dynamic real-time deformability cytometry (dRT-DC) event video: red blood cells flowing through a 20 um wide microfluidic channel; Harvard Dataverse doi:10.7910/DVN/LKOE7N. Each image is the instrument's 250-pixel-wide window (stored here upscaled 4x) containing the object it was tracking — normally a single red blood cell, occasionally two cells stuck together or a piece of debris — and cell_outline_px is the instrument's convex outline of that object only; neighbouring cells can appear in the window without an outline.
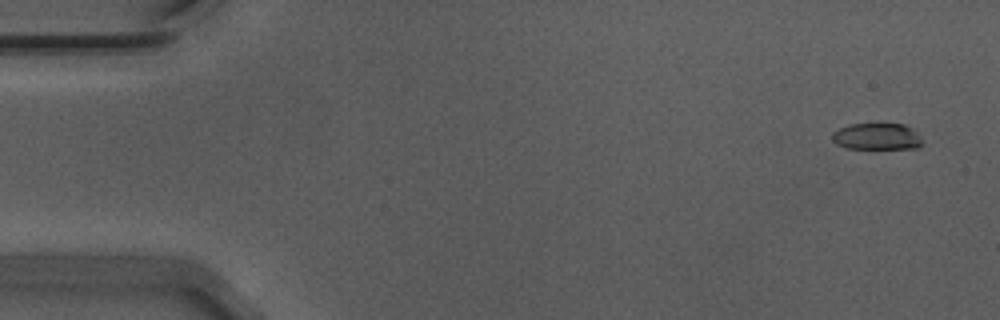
{"species": "Egyptian fruit bat (a non-hibernating species)", "species_latin": "Rousettus aegyptiacus", "temperature_condition": "warm", "stored_images_in_passage": 56, "camera_frame_rate_fps": 3000, "um_per_image_px": 0.085, "animal": {"sex": "male"}, "frame": {"image": 1, "passage_image": 3, "time_ms": 0.667, "image_size_px": [1000, 320], "cell_outline_px": [[924, 144], [920, 148], [848, 148], [836, 144], [832, 140], [832, 132], [848, 124], [904, 124], [912, 128], [920, 136]], "centroid_in_image_um": [74.56, 11.6], "position_along_channel_um": 10.4, "area_um2": 14.05}}
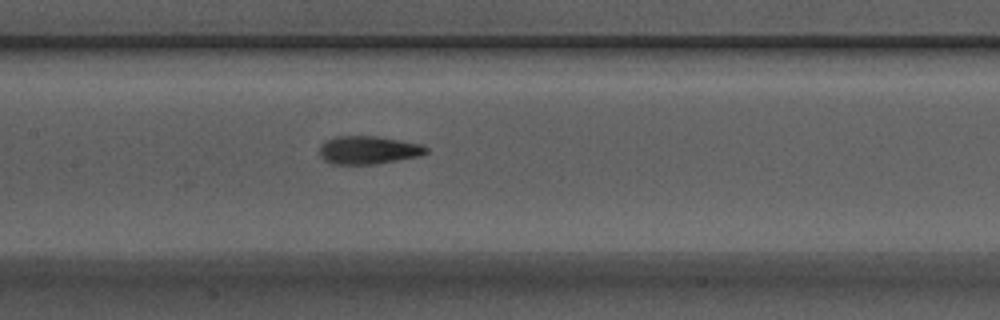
{"frame": {"image": 2, "passage_image": 27, "time_ms": 8.667, "image_size_px": [1000, 320], "cell_outline_px": [[428, 152], [420, 156], [376, 164], [332, 164], [324, 160], [320, 156], [320, 144], [336, 136], [376, 136], [400, 140], [420, 144], [428, 148]], "centroid_in_image_um": [31.31, 12.76], "position_along_channel_um": 176.1, "area_um2": 17.46}}
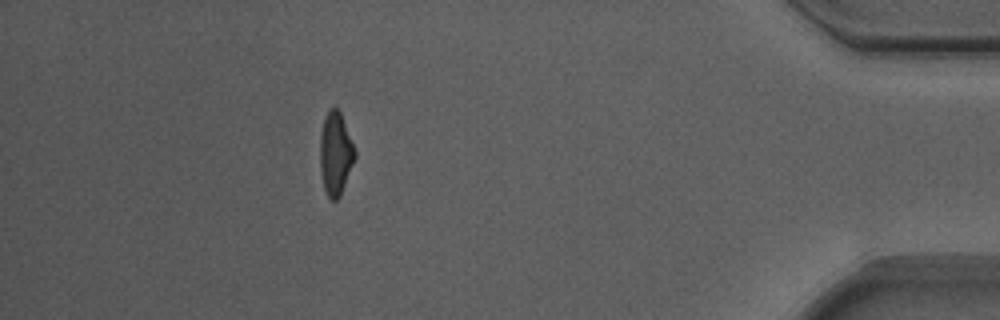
{"frame": {"image": 3, "passage_image": 50, "time_ms": 16.333, "image_size_px": [1000, 320], "cell_outline_px": [[356, 156], [340, 196], [336, 200], [332, 200], [328, 196], [324, 188], [320, 172], [320, 136], [324, 120], [328, 112], [332, 108], [336, 108], [340, 112], [356, 152]], "centroid_in_image_um": [28.51, 13.09], "position_along_channel_um": 406.7, "area_um2": 16.53}, "authors_computed_cell_mechanics": {"area_um2": 16.7331, "velocity_mm_per_s": 3.7188, "shape_relaxation_time_tau1_ms": 4.7211, "shape_relaxation_time_tau2_ms": 1.8526, "deformation_change_tau1": 0.1975, "deformation_change_tau2": 0.0885}}